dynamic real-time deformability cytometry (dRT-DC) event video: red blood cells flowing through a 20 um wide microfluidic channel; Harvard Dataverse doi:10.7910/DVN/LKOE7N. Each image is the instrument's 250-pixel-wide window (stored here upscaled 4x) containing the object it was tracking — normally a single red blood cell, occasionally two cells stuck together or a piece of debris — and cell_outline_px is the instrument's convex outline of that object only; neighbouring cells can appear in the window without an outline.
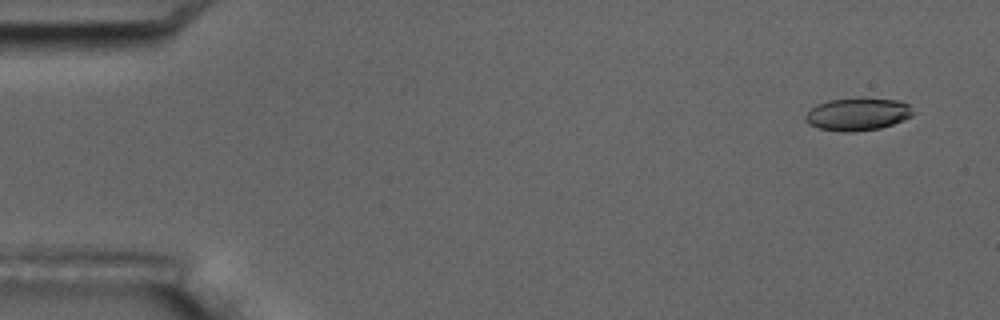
{"species": "common noctule bat (a hibernating species)", "species_latin": "Nyctalus noctula", "temperature_condition": "room temperature", "stored_images_in_passage": 4, "camera_frame_rate_fps": 3000, "um_per_image_px": 0.085, "animal": {"sex": "male", "body_mass_g": 17.5, "forearm_length_mm": 52.3}, "frame": {"image": 1, "passage_image": 2, "time_ms": 1.0, "image_size_px": [1000, 320], "cell_outline_px": [[916, 112], [912, 116], [904, 120], [880, 128], [856, 132], [844, 132], [816, 128], [808, 124], [804, 120], [804, 116], [816, 104], [828, 100], [900, 100], [908, 104]], "centroid_in_image_um": [72.89, 9.75], "position_along_channel_um": 12.1, "area_um2": 20.17}}